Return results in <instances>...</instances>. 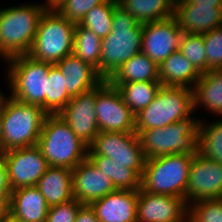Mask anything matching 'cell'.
I'll list each match as a JSON object with an SVG mask.
<instances>
[{
    "mask_svg": "<svg viewBox=\"0 0 222 222\" xmlns=\"http://www.w3.org/2000/svg\"><path fill=\"white\" fill-rule=\"evenodd\" d=\"M142 37L143 24L117 3L111 32L101 43L100 75L107 80L122 64L141 52Z\"/></svg>",
    "mask_w": 222,
    "mask_h": 222,
    "instance_id": "1",
    "label": "cell"
},
{
    "mask_svg": "<svg viewBox=\"0 0 222 222\" xmlns=\"http://www.w3.org/2000/svg\"><path fill=\"white\" fill-rule=\"evenodd\" d=\"M45 4H25L0 10V56L7 60L29 53Z\"/></svg>",
    "mask_w": 222,
    "mask_h": 222,
    "instance_id": "2",
    "label": "cell"
},
{
    "mask_svg": "<svg viewBox=\"0 0 222 222\" xmlns=\"http://www.w3.org/2000/svg\"><path fill=\"white\" fill-rule=\"evenodd\" d=\"M2 96L3 153L37 145L46 116L41 106Z\"/></svg>",
    "mask_w": 222,
    "mask_h": 222,
    "instance_id": "3",
    "label": "cell"
},
{
    "mask_svg": "<svg viewBox=\"0 0 222 222\" xmlns=\"http://www.w3.org/2000/svg\"><path fill=\"white\" fill-rule=\"evenodd\" d=\"M37 146L49 166L72 170L87 158L89 149L58 114L46 116Z\"/></svg>",
    "mask_w": 222,
    "mask_h": 222,
    "instance_id": "4",
    "label": "cell"
},
{
    "mask_svg": "<svg viewBox=\"0 0 222 222\" xmlns=\"http://www.w3.org/2000/svg\"><path fill=\"white\" fill-rule=\"evenodd\" d=\"M191 117L163 128L135 131L139 136L145 159L176 153L197 155L199 120Z\"/></svg>",
    "mask_w": 222,
    "mask_h": 222,
    "instance_id": "5",
    "label": "cell"
},
{
    "mask_svg": "<svg viewBox=\"0 0 222 222\" xmlns=\"http://www.w3.org/2000/svg\"><path fill=\"white\" fill-rule=\"evenodd\" d=\"M193 157L189 154L176 153L147 159L141 177V188L151 194L185 199Z\"/></svg>",
    "mask_w": 222,
    "mask_h": 222,
    "instance_id": "6",
    "label": "cell"
},
{
    "mask_svg": "<svg viewBox=\"0 0 222 222\" xmlns=\"http://www.w3.org/2000/svg\"><path fill=\"white\" fill-rule=\"evenodd\" d=\"M75 26L58 10L46 9L27 55L37 61L56 64L73 53Z\"/></svg>",
    "mask_w": 222,
    "mask_h": 222,
    "instance_id": "7",
    "label": "cell"
},
{
    "mask_svg": "<svg viewBox=\"0 0 222 222\" xmlns=\"http://www.w3.org/2000/svg\"><path fill=\"white\" fill-rule=\"evenodd\" d=\"M8 82L12 98L39 105L46 112V94L49 69L52 63L32 59L29 55H17L7 60Z\"/></svg>",
    "mask_w": 222,
    "mask_h": 222,
    "instance_id": "8",
    "label": "cell"
},
{
    "mask_svg": "<svg viewBox=\"0 0 222 222\" xmlns=\"http://www.w3.org/2000/svg\"><path fill=\"white\" fill-rule=\"evenodd\" d=\"M193 111V89L161 86L153 101L136 114V131L166 127L189 118Z\"/></svg>",
    "mask_w": 222,
    "mask_h": 222,
    "instance_id": "9",
    "label": "cell"
},
{
    "mask_svg": "<svg viewBox=\"0 0 222 222\" xmlns=\"http://www.w3.org/2000/svg\"><path fill=\"white\" fill-rule=\"evenodd\" d=\"M95 112L100 132L136 131V115L125 104L119 90L106 79L96 87Z\"/></svg>",
    "mask_w": 222,
    "mask_h": 222,
    "instance_id": "10",
    "label": "cell"
},
{
    "mask_svg": "<svg viewBox=\"0 0 222 222\" xmlns=\"http://www.w3.org/2000/svg\"><path fill=\"white\" fill-rule=\"evenodd\" d=\"M87 156H107L113 162L130 163V168L141 177L146 161L136 132H99L89 146Z\"/></svg>",
    "mask_w": 222,
    "mask_h": 222,
    "instance_id": "11",
    "label": "cell"
},
{
    "mask_svg": "<svg viewBox=\"0 0 222 222\" xmlns=\"http://www.w3.org/2000/svg\"><path fill=\"white\" fill-rule=\"evenodd\" d=\"M6 164L10 191L36 186L49 168V164L37 145L5 151L2 154Z\"/></svg>",
    "mask_w": 222,
    "mask_h": 222,
    "instance_id": "12",
    "label": "cell"
},
{
    "mask_svg": "<svg viewBox=\"0 0 222 222\" xmlns=\"http://www.w3.org/2000/svg\"><path fill=\"white\" fill-rule=\"evenodd\" d=\"M209 199H222V164L198 153L190 165L185 200L189 206Z\"/></svg>",
    "mask_w": 222,
    "mask_h": 222,
    "instance_id": "13",
    "label": "cell"
},
{
    "mask_svg": "<svg viewBox=\"0 0 222 222\" xmlns=\"http://www.w3.org/2000/svg\"><path fill=\"white\" fill-rule=\"evenodd\" d=\"M189 206L182 197L138 190L137 222H188Z\"/></svg>",
    "mask_w": 222,
    "mask_h": 222,
    "instance_id": "14",
    "label": "cell"
},
{
    "mask_svg": "<svg viewBox=\"0 0 222 222\" xmlns=\"http://www.w3.org/2000/svg\"><path fill=\"white\" fill-rule=\"evenodd\" d=\"M95 103L96 87L72 97L58 114L88 147L100 132L97 124Z\"/></svg>",
    "mask_w": 222,
    "mask_h": 222,
    "instance_id": "15",
    "label": "cell"
},
{
    "mask_svg": "<svg viewBox=\"0 0 222 222\" xmlns=\"http://www.w3.org/2000/svg\"><path fill=\"white\" fill-rule=\"evenodd\" d=\"M183 32L177 19L143 24L142 52L158 66L173 52L179 50Z\"/></svg>",
    "mask_w": 222,
    "mask_h": 222,
    "instance_id": "16",
    "label": "cell"
},
{
    "mask_svg": "<svg viewBox=\"0 0 222 222\" xmlns=\"http://www.w3.org/2000/svg\"><path fill=\"white\" fill-rule=\"evenodd\" d=\"M115 190L111 179L88 158L72 170L73 196L81 204L90 205Z\"/></svg>",
    "mask_w": 222,
    "mask_h": 222,
    "instance_id": "17",
    "label": "cell"
},
{
    "mask_svg": "<svg viewBox=\"0 0 222 222\" xmlns=\"http://www.w3.org/2000/svg\"><path fill=\"white\" fill-rule=\"evenodd\" d=\"M174 17L183 33L203 35L222 26V6H197L182 0L175 4Z\"/></svg>",
    "mask_w": 222,
    "mask_h": 222,
    "instance_id": "18",
    "label": "cell"
},
{
    "mask_svg": "<svg viewBox=\"0 0 222 222\" xmlns=\"http://www.w3.org/2000/svg\"><path fill=\"white\" fill-rule=\"evenodd\" d=\"M138 190H119L93 201L99 222H137Z\"/></svg>",
    "mask_w": 222,
    "mask_h": 222,
    "instance_id": "19",
    "label": "cell"
},
{
    "mask_svg": "<svg viewBox=\"0 0 222 222\" xmlns=\"http://www.w3.org/2000/svg\"><path fill=\"white\" fill-rule=\"evenodd\" d=\"M54 65L66 77V89L71 98L97 87L104 80L94 67L73 53Z\"/></svg>",
    "mask_w": 222,
    "mask_h": 222,
    "instance_id": "20",
    "label": "cell"
},
{
    "mask_svg": "<svg viewBox=\"0 0 222 222\" xmlns=\"http://www.w3.org/2000/svg\"><path fill=\"white\" fill-rule=\"evenodd\" d=\"M49 206L36 186L10 192L9 212L23 222H45Z\"/></svg>",
    "mask_w": 222,
    "mask_h": 222,
    "instance_id": "21",
    "label": "cell"
},
{
    "mask_svg": "<svg viewBox=\"0 0 222 222\" xmlns=\"http://www.w3.org/2000/svg\"><path fill=\"white\" fill-rule=\"evenodd\" d=\"M202 74L179 50L170 54L159 65V81L162 86L194 89Z\"/></svg>",
    "mask_w": 222,
    "mask_h": 222,
    "instance_id": "22",
    "label": "cell"
},
{
    "mask_svg": "<svg viewBox=\"0 0 222 222\" xmlns=\"http://www.w3.org/2000/svg\"><path fill=\"white\" fill-rule=\"evenodd\" d=\"M36 187L49 207L73 200L72 169L49 166Z\"/></svg>",
    "mask_w": 222,
    "mask_h": 222,
    "instance_id": "23",
    "label": "cell"
},
{
    "mask_svg": "<svg viewBox=\"0 0 222 222\" xmlns=\"http://www.w3.org/2000/svg\"><path fill=\"white\" fill-rule=\"evenodd\" d=\"M194 111L204 106L212 114L222 115V69L203 73L193 89Z\"/></svg>",
    "mask_w": 222,
    "mask_h": 222,
    "instance_id": "24",
    "label": "cell"
},
{
    "mask_svg": "<svg viewBox=\"0 0 222 222\" xmlns=\"http://www.w3.org/2000/svg\"><path fill=\"white\" fill-rule=\"evenodd\" d=\"M107 81L110 84L159 81V66L141 51L122 64Z\"/></svg>",
    "mask_w": 222,
    "mask_h": 222,
    "instance_id": "25",
    "label": "cell"
},
{
    "mask_svg": "<svg viewBox=\"0 0 222 222\" xmlns=\"http://www.w3.org/2000/svg\"><path fill=\"white\" fill-rule=\"evenodd\" d=\"M117 3L141 24L174 16L175 3L172 0H117Z\"/></svg>",
    "mask_w": 222,
    "mask_h": 222,
    "instance_id": "26",
    "label": "cell"
},
{
    "mask_svg": "<svg viewBox=\"0 0 222 222\" xmlns=\"http://www.w3.org/2000/svg\"><path fill=\"white\" fill-rule=\"evenodd\" d=\"M87 158L109 177L119 190H139L141 188V176L130 168V163L113 162L107 156H87Z\"/></svg>",
    "mask_w": 222,
    "mask_h": 222,
    "instance_id": "27",
    "label": "cell"
},
{
    "mask_svg": "<svg viewBox=\"0 0 222 222\" xmlns=\"http://www.w3.org/2000/svg\"><path fill=\"white\" fill-rule=\"evenodd\" d=\"M111 85L119 90L125 104L135 115L153 101L162 86L160 81L129 82Z\"/></svg>",
    "mask_w": 222,
    "mask_h": 222,
    "instance_id": "28",
    "label": "cell"
},
{
    "mask_svg": "<svg viewBox=\"0 0 222 222\" xmlns=\"http://www.w3.org/2000/svg\"><path fill=\"white\" fill-rule=\"evenodd\" d=\"M101 43L94 32L81 26L79 23L75 26L73 54L80 58L83 62L94 67L100 74V58H101Z\"/></svg>",
    "mask_w": 222,
    "mask_h": 222,
    "instance_id": "29",
    "label": "cell"
},
{
    "mask_svg": "<svg viewBox=\"0 0 222 222\" xmlns=\"http://www.w3.org/2000/svg\"><path fill=\"white\" fill-rule=\"evenodd\" d=\"M66 80L55 65L50 67L46 94V113L48 115L59 114L71 100L66 89Z\"/></svg>",
    "mask_w": 222,
    "mask_h": 222,
    "instance_id": "30",
    "label": "cell"
},
{
    "mask_svg": "<svg viewBox=\"0 0 222 222\" xmlns=\"http://www.w3.org/2000/svg\"><path fill=\"white\" fill-rule=\"evenodd\" d=\"M199 130V153L205 158L222 164V120L211 124L200 122Z\"/></svg>",
    "mask_w": 222,
    "mask_h": 222,
    "instance_id": "31",
    "label": "cell"
},
{
    "mask_svg": "<svg viewBox=\"0 0 222 222\" xmlns=\"http://www.w3.org/2000/svg\"><path fill=\"white\" fill-rule=\"evenodd\" d=\"M117 0H105L91 8L79 24L94 32L99 38L104 39L112 28L113 11Z\"/></svg>",
    "mask_w": 222,
    "mask_h": 222,
    "instance_id": "32",
    "label": "cell"
},
{
    "mask_svg": "<svg viewBox=\"0 0 222 222\" xmlns=\"http://www.w3.org/2000/svg\"><path fill=\"white\" fill-rule=\"evenodd\" d=\"M179 51L201 74L206 73V48L203 35L183 33Z\"/></svg>",
    "mask_w": 222,
    "mask_h": 222,
    "instance_id": "33",
    "label": "cell"
},
{
    "mask_svg": "<svg viewBox=\"0 0 222 222\" xmlns=\"http://www.w3.org/2000/svg\"><path fill=\"white\" fill-rule=\"evenodd\" d=\"M188 222H222V199L199 200L190 204Z\"/></svg>",
    "mask_w": 222,
    "mask_h": 222,
    "instance_id": "34",
    "label": "cell"
},
{
    "mask_svg": "<svg viewBox=\"0 0 222 222\" xmlns=\"http://www.w3.org/2000/svg\"><path fill=\"white\" fill-rule=\"evenodd\" d=\"M206 73L212 69H222V26L205 34Z\"/></svg>",
    "mask_w": 222,
    "mask_h": 222,
    "instance_id": "35",
    "label": "cell"
},
{
    "mask_svg": "<svg viewBox=\"0 0 222 222\" xmlns=\"http://www.w3.org/2000/svg\"><path fill=\"white\" fill-rule=\"evenodd\" d=\"M105 0H67L57 10L68 20L79 23L86 13Z\"/></svg>",
    "mask_w": 222,
    "mask_h": 222,
    "instance_id": "36",
    "label": "cell"
},
{
    "mask_svg": "<svg viewBox=\"0 0 222 222\" xmlns=\"http://www.w3.org/2000/svg\"><path fill=\"white\" fill-rule=\"evenodd\" d=\"M76 199L49 207L45 222H75L79 208L82 206Z\"/></svg>",
    "mask_w": 222,
    "mask_h": 222,
    "instance_id": "37",
    "label": "cell"
},
{
    "mask_svg": "<svg viewBox=\"0 0 222 222\" xmlns=\"http://www.w3.org/2000/svg\"><path fill=\"white\" fill-rule=\"evenodd\" d=\"M75 222H99L91 205L83 204L76 215Z\"/></svg>",
    "mask_w": 222,
    "mask_h": 222,
    "instance_id": "38",
    "label": "cell"
},
{
    "mask_svg": "<svg viewBox=\"0 0 222 222\" xmlns=\"http://www.w3.org/2000/svg\"><path fill=\"white\" fill-rule=\"evenodd\" d=\"M10 188L7 180L6 164L0 155V197H10Z\"/></svg>",
    "mask_w": 222,
    "mask_h": 222,
    "instance_id": "39",
    "label": "cell"
},
{
    "mask_svg": "<svg viewBox=\"0 0 222 222\" xmlns=\"http://www.w3.org/2000/svg\"><path fill=\"white\" fill-rule=\"evenodd\" d=\"M10 197H0V221L9 212Z\"/></svg>",
    "mask_w": 222,
    "mask_h": 222,
    "instance_id": "40",
    "label": "cell"
},
{
    "mask_svg": "<svg viewBox=\"0 0 222 222\" xmlns=\"http://www.w3.org/2000/svg\"><path fill=\"white\" fill-rule=\"evenodd\" d=\"M193 5L222 6V0H188Z\"/></svg>",
    "mask_w": 222,
    "mask_h": 222,
    "instance_id": "41",
    "label": "cell"
},
{
    "mask_svg": "<svg viewBox=\"0 0 222 222\" xmlns=\"http://www.w3.org/2000/svg\"><path fill=\"white\" fill-rule=\"evenodd\" d=\"M67 0H46L45 6L50 10H57Z\"/></svg>",
    "mask_w": 222,
    "mask_h": 222,
    "instance_id": "42",
    "label": "cell"
},
{
    "mask_svg": "<svg viewBox=\"0 0 222 222\" xmlns=\"http://www.w3.org/2000/svg\"><path fill=\"white\" fill-rule=\"evenodd\" d=\"M0 222H23L8 212Z\"/></svg>",
    "mask_w": 222,
    "mask_h": 222,
    "instance_id": "43",
    "label": "cell"
},
{
    "mask_svg": "<svg viewBox=\"0 0 222 222\" xmlns=\"http://www.w3.org/2000/svg\"><path fill=\"white\" fill-rule=\"evenodd\" d=\"M3 154L2 110L0 108V155Z\"/></svg>",
    "mask_w": 222,
    "mask_h": 222,
    "instance_id": "44",
    "label": "cell"
},
{
    "mask_svg": "<svg viewBox=\"0 0 222 222\" xmlns=\"http://www.w3.org/2000/svg\"><path fill=\"white\" fill-rule=\"evenodd\" d=\"M175 4L179 1H182V0H172Z\"/></svg>",
    "mask_w": 222,
    "mask_h": 222,
    "instance_id": "45",
    "label": "cell"
}]
</instances>
